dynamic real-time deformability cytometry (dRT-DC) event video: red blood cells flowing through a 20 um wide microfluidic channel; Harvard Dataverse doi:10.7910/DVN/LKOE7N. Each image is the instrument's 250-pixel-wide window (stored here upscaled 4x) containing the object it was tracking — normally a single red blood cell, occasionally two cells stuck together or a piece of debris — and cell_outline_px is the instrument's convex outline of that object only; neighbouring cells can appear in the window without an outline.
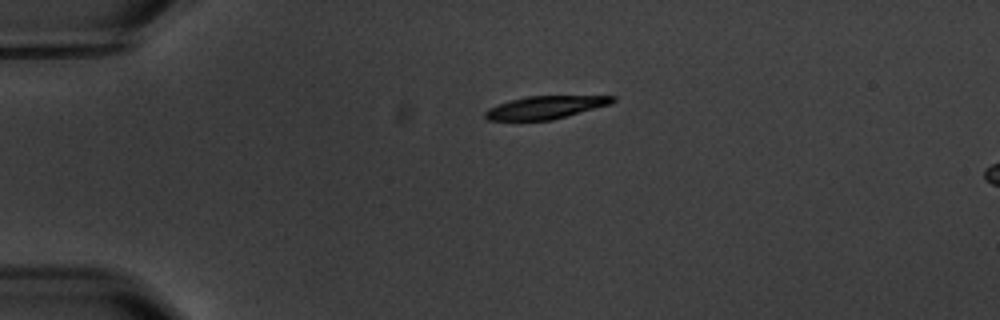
{"species": "common noctule bat (a hibernating species)", "species_latin": "Nyctalus noctula", "temperature_condition": "warm", "stored_images_in_passage": 3, "camera_frame_rate_fps": 3000, "um_per_image_px": 0.085, "animal": {"sex": "male", "body_mass_g": 20.1, "forearm_length_mm": 53.5}, "frame": {"image": 1, "passage_image": 1, "time_ms": 0.0, "image_size_px": [1000, 320], "cell_outline_px": [[616, 100], [608, 104], [552, 120], [488, 120], [484, 116], [484, 112], [488, 108], [512, 100], [528, 96], [616, 96]], "centroid_in_image_um": [46.33, 9.13], "position_along_channel_um": 38.7, "area_um2": 16.53}}